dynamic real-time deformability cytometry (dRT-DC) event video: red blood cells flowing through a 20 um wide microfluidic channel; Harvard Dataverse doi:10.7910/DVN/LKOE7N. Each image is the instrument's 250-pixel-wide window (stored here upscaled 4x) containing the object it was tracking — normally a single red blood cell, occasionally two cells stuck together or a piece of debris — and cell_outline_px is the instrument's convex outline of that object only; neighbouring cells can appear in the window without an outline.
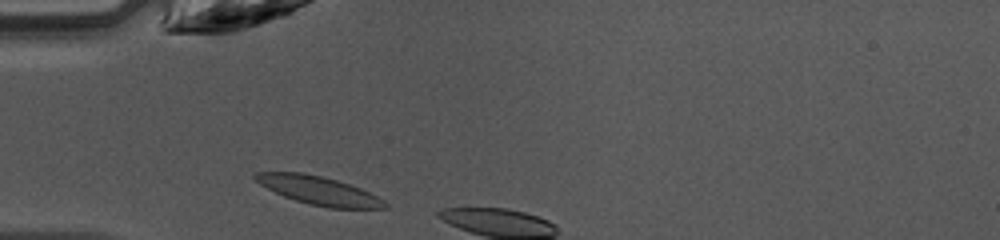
{"species": "common noctule bat (a hibernating species)", "species_latin": "Nyctalus noctula", "temperature_condition": "warm", "stored_images_in_passage": 4, "camera_frame_rate_fps": 3000, "um_per_image_px": 0.085, "animal": {"sex": "female", "body_mass_g": 10.0, "forearm_length_mm": 53.1}, "frame": {"image": 1, "passage_image": 2, "time_ms": 0.333, "image_size_px": [1000, 240], "cell_outline_px": [[388, 208], [328, 208], [308, 204], [284, 196], [260, 184], [252, 176], [256, 172], [304, 172], [336, 180], [360, 188], [384, 200], [388, 204]], "centroid_in_image_um": [27.09, 16.19], "position_along_channel_um": 57.9, "area_um2": 21.21}}